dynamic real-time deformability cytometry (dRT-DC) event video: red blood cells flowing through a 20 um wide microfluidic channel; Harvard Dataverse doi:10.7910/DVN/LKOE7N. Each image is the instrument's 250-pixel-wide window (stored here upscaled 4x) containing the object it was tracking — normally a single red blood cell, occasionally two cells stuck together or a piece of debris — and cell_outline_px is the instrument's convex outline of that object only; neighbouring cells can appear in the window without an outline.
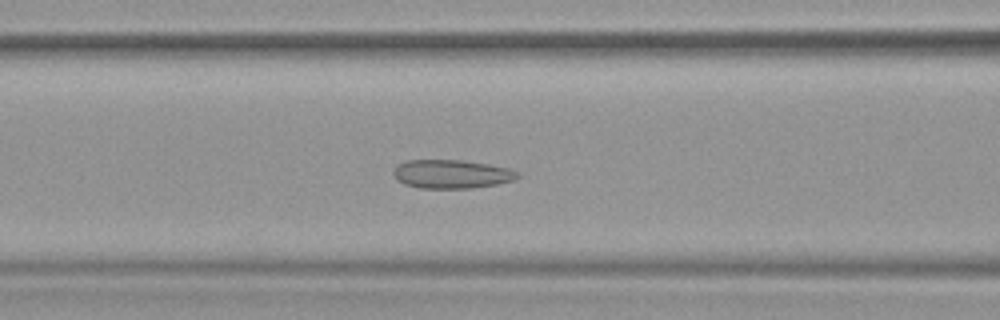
{"species": "common noctule bat (a hibernating species)", "species_latin": "Nyctalus noctula", "temperature_condition": "warm", "stored_images_in_passage": 47, "camera_frame_rate_fps": 3000, "um_per_image_px": 0.085, "animal": {"sex": "female", "body_mass_g": 19.9}, "frame": {"image": 1, "passage_image": 23, "time_ms": 7.333, "image_size_px": [1000, 320], "cell_outline_px": [[508, 180], [492, 184], [460, 188], [428, 188], [408, 184], [400, 180], [396, 176], [396, 172], [400, 164], [416, 160], [448, 160], [480, 164], [500, 168]], "centroid_in_image_um": [38.11, 14.8], "position_along_channel_um": 128.5, "area_um2": 17.98}}
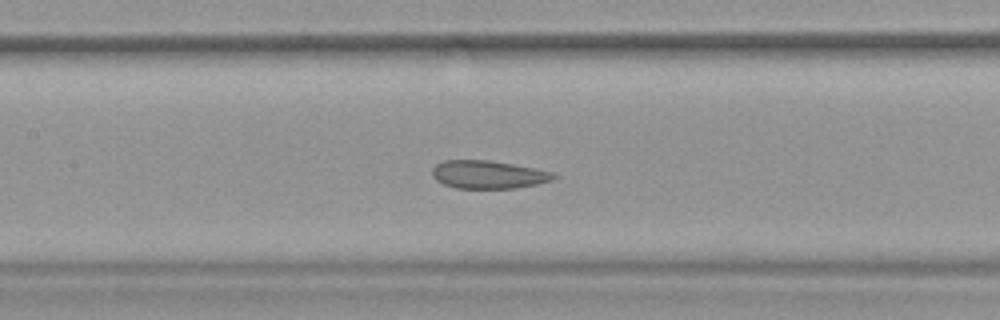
{"frame": {"image": 2, "passage_image": 26, "time_ms": 8.333, "image_size_px": [1000, 320], "cell_outline_px": [[552, 176], [548, 180], [532, 184], [508, 188], [460, 188], [448, 184], [440, 180], [436, 176], [436, 168], [440, 164], [448, 160], [480, 160], [504, 164], [524, 168], [540, 172]], "centroid_in_image_um": [41.36, 14.85], "position_along_channel_um": 166.0, "area_um2": 17.46}}
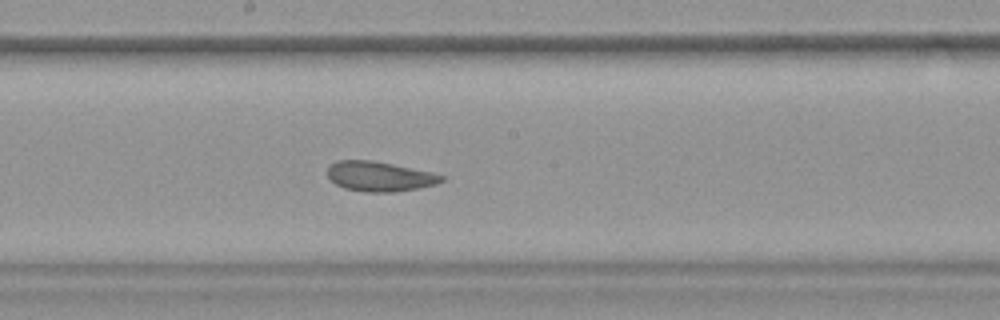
{"frame": {"image": 3, "passage_image": 30, "time_ms": 9.667, "image_size_px": [1000, 320], "cell_outline_px": [[440, 180], [432, 184], [412, 188], [348, 188], [332, 180], [328, 176], [328, 168], [332, 164], [344, 160], [360, 160], [388, 164], [440, 176]], "centroid_in_image_um": [32.11, 14.92], "position_along_channel_um": 216.1, "area_um2": 16.76}, "authors_computed_cell_mechanics": {"area_um2": 16.0106, "velocity_mm_per_s": 3.7631, "shape_relaxation_time_tau1_ms": null, "shape_relaxation_time_tau2_ms": 1.601, "deformation_change_tau1": null, "deformation_change_tau2": 0.0899}}